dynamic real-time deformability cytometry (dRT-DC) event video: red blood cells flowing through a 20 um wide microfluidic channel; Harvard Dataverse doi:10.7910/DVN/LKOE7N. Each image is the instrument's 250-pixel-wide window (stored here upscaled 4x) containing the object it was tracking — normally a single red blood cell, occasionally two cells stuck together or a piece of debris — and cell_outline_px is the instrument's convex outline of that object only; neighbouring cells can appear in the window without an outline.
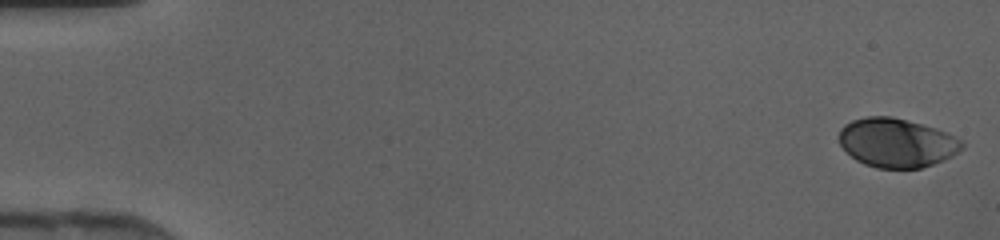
{"species": "human", "species_latin": "Homo sapiens", "temperature_condition": "cold", "stored_images_in_passage": 46, "camera_frame_rate_fps": 3000, "um_per_image_px": 0.085, "donor": {"sex": "female"}, "frame": {"image": 1, "passage_image": 1, "time_ms": 0.0, "image_size_px": [1000, 240], "cell_outline_px": [[964, 148], [952, 156], [944, 160], [920, 168], [876, 168], [864, 164], [856, 160], [840, 144], [840, 128], [844, 124], [852, 120], [868, 116], [892, 116], [920, 124], [944, 132], [964, 140]], "centroid_in_image_um": [76.22, 12.14], "position_along_channel_um": 8.8, "area_um2": 34.91}}
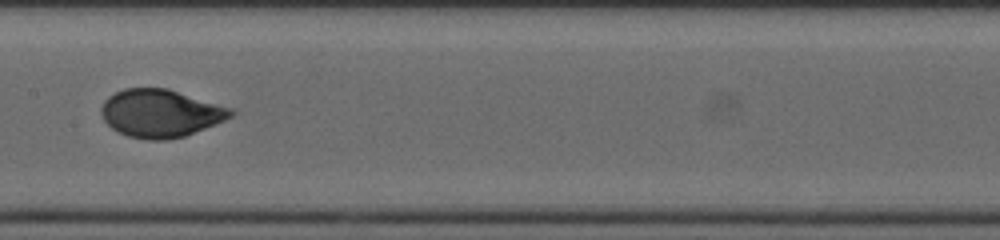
{"frame": {"image": 2, "passage_image": 24, "time_ms": 7.667, "image_size_px": [1000, 240], "cell_outline_px": [[236, 112], [232, 116], [224, 120], [184, 136], [164, 140], [148, 140], [128, 136], [112, 128], [104, 120], [100, 112], [100, 108], [104, 100], [108, 96], [124, 88], [168, 88], [236, 108]], "centroid_in_image_um": [13.67, 9.61], "position_along_channel_um": 193.7, "area_um2": 36.36}}
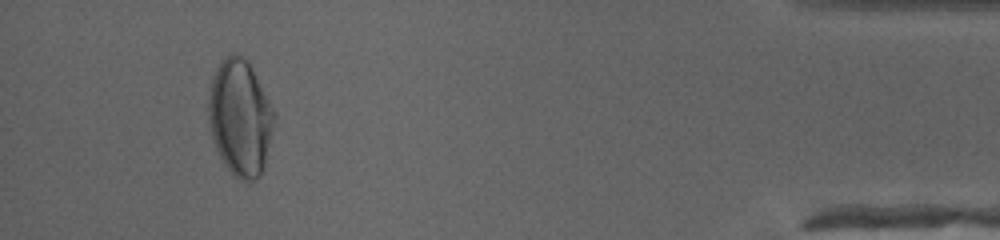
{"frame": {"image": 3, "passage_image": 43, "time_ms": 14.0, "image_size_px": [1000, 240], "cell_outline_px": [[276, 116], [264, 168], [260, 176], [252, 180], [240, 180], [232, 176], [224, 164], [212, 140], [208, 116], [208, 100], [212, 76], [220, 60], [232, 52], [236, 52], [248, 60], [276, 112]], "centroid_in_image_um": [20.41, 9.98], "position_along_channel_um": 414.8, "area_um2": 45.08}}